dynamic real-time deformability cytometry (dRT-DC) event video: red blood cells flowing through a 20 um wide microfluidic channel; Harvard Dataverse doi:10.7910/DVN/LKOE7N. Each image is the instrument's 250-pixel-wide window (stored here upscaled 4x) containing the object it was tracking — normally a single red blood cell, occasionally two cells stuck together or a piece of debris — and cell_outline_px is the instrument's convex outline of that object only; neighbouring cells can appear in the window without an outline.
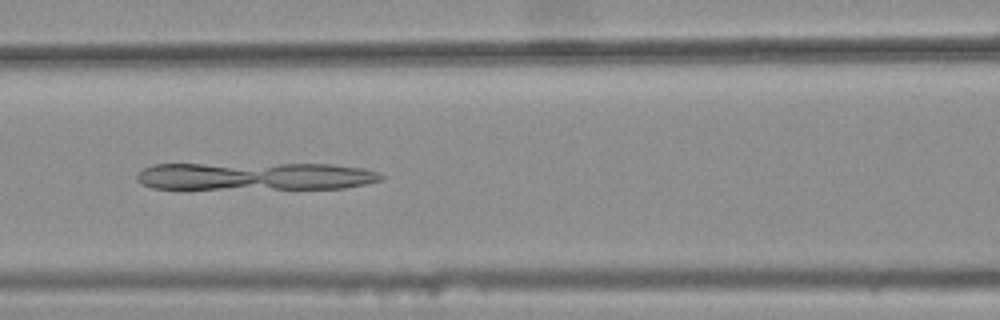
{"species": "common noctule bat (a hibernating species)", "species_latin": "Nyctalus noctula", "temperature_condition": "warm", "stored_images_in_passage": 41, "camera_frame_rate_fps": 3000, "um_per_image_px": 0.085, "animal": {"sex": "female", "body_mass_g": 25.1}, "frame": {"image": 1, "passage_image": 19, "time_ms": 6.0, "image_size_px": [1000, 320], "cell_outline_px": [[384, 180], [344, 188], [180, 192], [152, 188], [140, 184], [136, 180], [136, 176], [144, 168], [152, 164], [332, 164], [360, 168], [380, 172], [384, 176]], "centroid_in_image_um": [21.53, 15.04], "position_along_channel_um": 145.1, "area_um2": 42.14}}
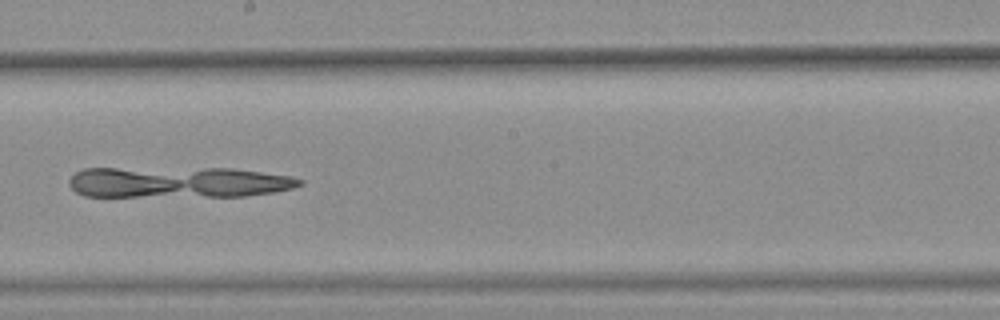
{"frame": {"image": 2, "passage_image": 26, "time_ms": 8.333, "image_size_px": [1000, 320], "cell_outline_px": [[304, 184], [292, 188], [272, 192], [244, 196], [84, 196], [76, 192], [68, 184], [68, 180], [76, 172], [84, 168], [232, 168], [292, 176], [304, 180]], "centroid_in_image_um": [15.14, 15.48], "position_along_channel_um": 233.1, "area_um2": 41.85}}
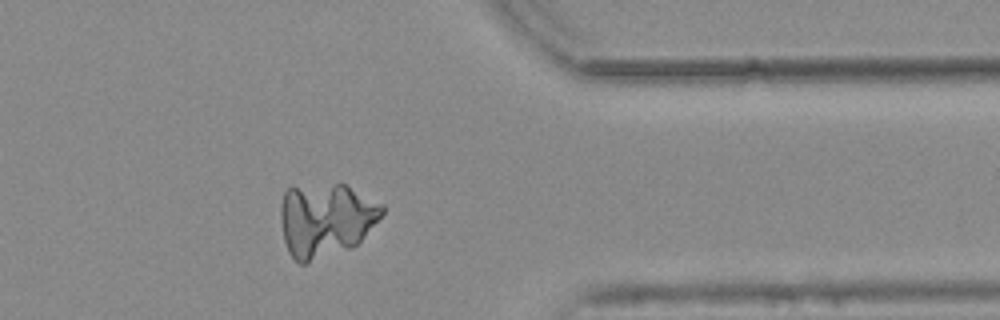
{"frame": {"image": 3, "passage_image": 39, "time_ms": 12.667, "image_size_px": [1000, 320], "cell_outline_px": [[384, 212], [360, 240], [352, 248], [304, 264], [300, 264], [288, 252], [284, 240], [280, 220], [280, 208], [284, 192], [292, 184], [344, 184], [384, 204]], "centroid_in_image_um": [27.65, 18.65], "position_along_channel_um": 383.8, "area_um2": 43.99}}